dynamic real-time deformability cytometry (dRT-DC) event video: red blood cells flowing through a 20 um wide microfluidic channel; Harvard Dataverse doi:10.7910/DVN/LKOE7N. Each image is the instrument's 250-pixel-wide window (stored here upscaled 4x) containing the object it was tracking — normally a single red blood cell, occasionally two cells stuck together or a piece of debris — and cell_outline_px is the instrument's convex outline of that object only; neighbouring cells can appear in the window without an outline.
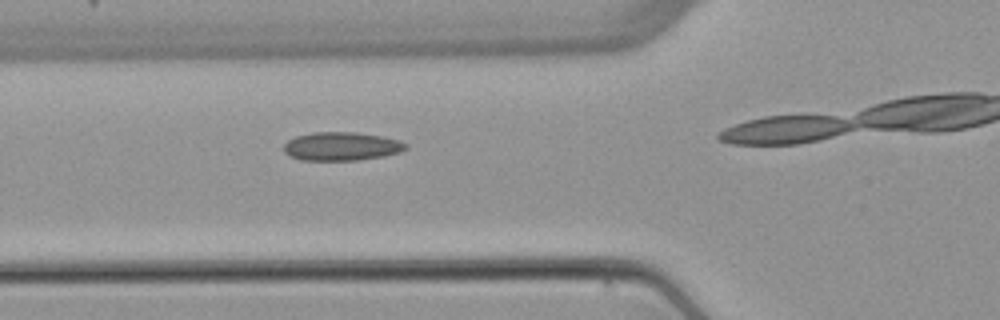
{"species": "common noctule bat (a hibernating species)", "species_latin": "Nyctalus noctula", "temperature_condition": "warm", "stored_images_in_passage": 8, "camera_frame_rate_fps": 3000, "um_per_image_px": 0.085, "animal": {"sex": "female", "body_mass_g": 22.7, "forearm_length_mm": 54.2}, "frame": {"image": 1, "passage_image": 4, "time_ms": 3.667, "image_size_px": [1000, 320], "cell_outline_px": [[408, 148], [400, 152], [384, 156], [356, 160], [300, 160], [288, 156], [284, 152], [284, 144], [288, 140], [296, 136], [312, 132], [356, 132], [380, 136], [400, 140], [408, 144]], "centroid_in_image_um": [29.02, 12.44], "position_along_channel_um": 96.8, "area_um2": 20.4}}